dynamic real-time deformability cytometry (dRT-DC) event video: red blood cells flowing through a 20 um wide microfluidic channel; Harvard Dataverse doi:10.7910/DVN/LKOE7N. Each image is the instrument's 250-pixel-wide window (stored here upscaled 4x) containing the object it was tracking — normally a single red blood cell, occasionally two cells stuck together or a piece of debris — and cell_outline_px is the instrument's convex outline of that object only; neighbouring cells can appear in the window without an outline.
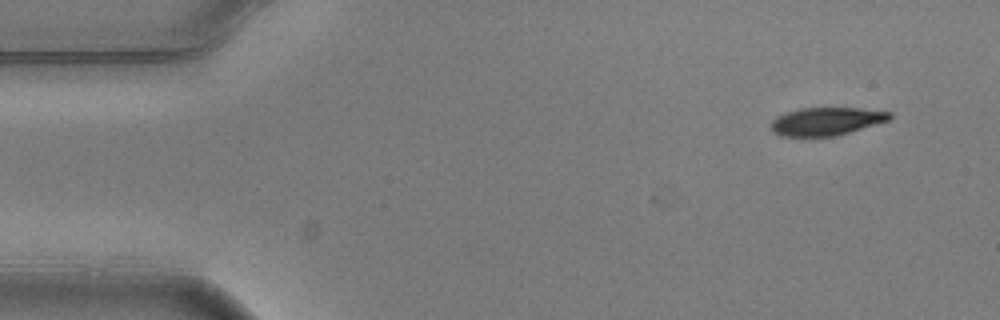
{"species": "common noctule bat (a hibernating species)", "species_latin": "Nyctalus noctula", "temperature_condition": "warm", "stored_images_in_passage": 7, "camera_frame_rate_fps": 3000, "um_per_image_px": 0.085, "animal": {"sex": "male", "body_mass_g": 20.5, "forearm_length_mm": 52.5}, "frame": {"image": 1, "passage_image": 1, "time_ms": 0.0, "image_size_px": [1000, 320], "cell_outline_px": [[892, 120], [836, 136], [780, 136], [772, 132], [772, 120], [776, 116], [800, 108], [860, 108], [892, 112]], "centroid_in_image_um": [70.28, 10.31], "position_along_channel_um": 14.7, "area_um2": 19.48}}
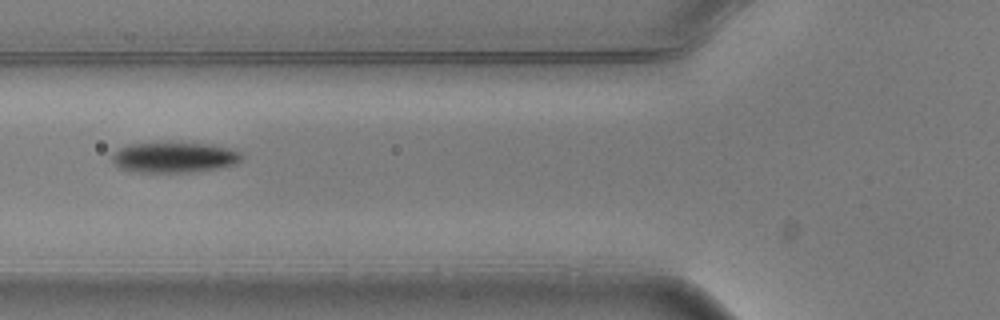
{"frame": {"image": 2, "passage_image": 5, "time_ms": 1.333, "image_size_px": [1000, 320], "cell_outline_px": [[244, 156], [236, 164], [216, 168], [192, 172], [128, 172], [120, 168], [112, 160], [112, 156], [120, 148], [128, 144], [176, 140], [212, 144], [232, 148], [240, 152]], "centroid_in_image_um": [14.83, 13.33], "position_along_channel_um": 111.0, "area_um2": 23.93}}
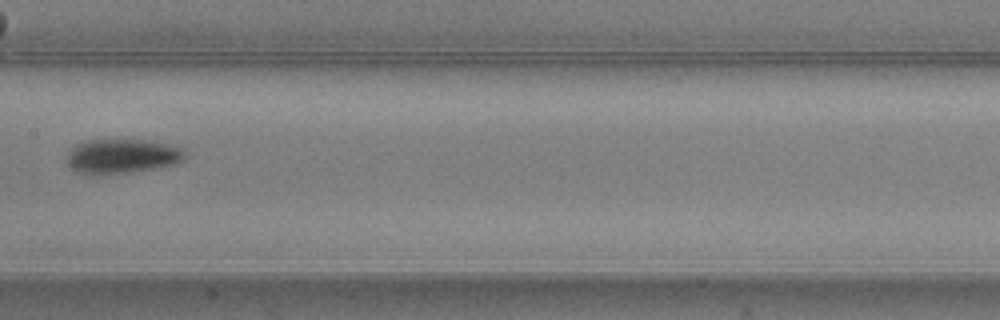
{"frame": {"image": 3, "passage_image": 7, "time_ms": 2.0, "image_size_px": [1000, 320], "cell_outline_px": [[188, 156], [184, 160], [176, 164], [160, 168], [128, 172], [80, 172], [72, 168], [68, 164], [68, 152], [76, 144], [88, 140], [140, 140], [168, 144], [184, 148]], "centroid_in_image_um": [10.49, 13.25], "position_along_channel_um": 196.9, "area_um2": 23.24}}